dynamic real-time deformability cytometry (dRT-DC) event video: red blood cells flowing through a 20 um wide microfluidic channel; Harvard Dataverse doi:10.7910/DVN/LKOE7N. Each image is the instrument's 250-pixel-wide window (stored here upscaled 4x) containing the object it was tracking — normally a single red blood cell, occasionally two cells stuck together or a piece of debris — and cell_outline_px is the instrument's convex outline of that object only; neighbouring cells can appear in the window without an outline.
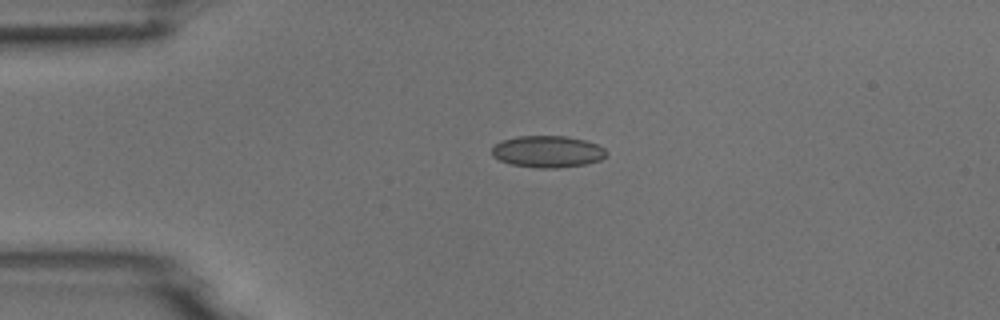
{"species": "common noctule bat (a hibernating species)", "species_latin": "Nyctalus noctula", "temperature_condition": "room temperature", "stored_images_in_passage": 2, "camera_frame_rate_fps": 3000, "um_per_image_px": 0.085, "animal": {"sex": "male", "body_mass_g": 18.8}, "frame": {"image": 1, "passage_image": 1, "time_ms": 0.0, "image_size_px": [1000, 320], "cell_outline_px": [[608, 152], [600, 160], [584, 164], [556, 168], [536, 168], [512, 164], [500, 160], [492, 156], [492, 148], [500, 140], [516, 136], [568, 136], [584, 140], [596, 144], [604, 148]], "centroid_in_image_um": [46.52, 12.88], "position_along_channel_um": 38.5, "area_um2": 21.15}}